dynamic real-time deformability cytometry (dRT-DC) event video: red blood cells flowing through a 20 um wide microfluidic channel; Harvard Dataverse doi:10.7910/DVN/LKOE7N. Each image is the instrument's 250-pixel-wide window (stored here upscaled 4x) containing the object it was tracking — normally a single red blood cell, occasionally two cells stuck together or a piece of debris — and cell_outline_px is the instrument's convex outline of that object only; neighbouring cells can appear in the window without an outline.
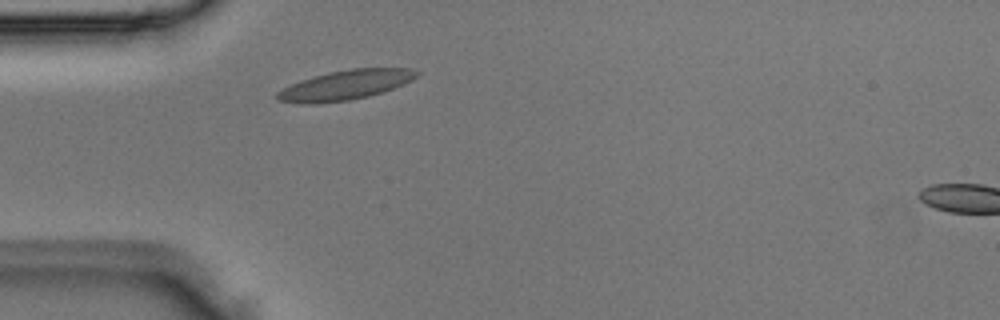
{"species": "Egyptian fruit bat (a non-hibernating species)", "species_latin": "Rousettus aegyptiacus", "temperature_condition": "room temperature", "stored_images_in_passage": 2, "segment_of_instrument_passage": [1, 2], "camera_frame_rate_fps": 3000, "um_per_image_px": 0.085, "animal": {"sex": "male"}, "frame": {"image": 1, "passage_image": 1, "time_ms": 0.0, "image_size_px": [1000, 320], "cell_outline_px": [[420, 72], [412, 80], [392, 88], [368, 96], [348, 100], [308, 104], [300, 104], [276, 100], [276, 92], [300, 80], [328, 72], [352, 68], [412, 68]], "centroid_in_image_um": [29.33, 7.22], "position_along_channel_um": 55.7, "area_um2": 23.87}}